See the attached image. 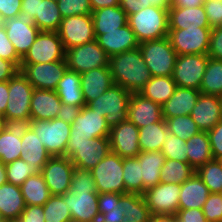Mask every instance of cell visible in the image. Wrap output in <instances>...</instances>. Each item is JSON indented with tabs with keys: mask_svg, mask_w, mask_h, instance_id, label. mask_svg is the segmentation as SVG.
Segmentation results:
<instances>
[{
	"mask_svg": "<svg viewBox=\"0 0 222 222\" xmlns=\"http://www.w3.org/2000/svg\"><path fill=\"white\" fill-rule=\"evenodd\" d=\"M109 68L114 84L131 93H139L152 77L139 48L112 55Z\"/></svg>",
	"mask_w": 222,
	"mask_h": 222,
	"instance_id": "1",
	"label": "cell"
},
{
	"mask_svg": "<svg viewBox=\"0 0 222 222\" xmlns=\"http://www.w3.org/2000/svg\"><path fill=\"white\" fill-rule=\"evenodd\" d=\"M128 25L139 43L168 37V11L149 6L128 16Z\"/></svg>",
	"mask_w": 222,
	"mask_h": 222,
	"instance_id": "2",
	"label": "cell"
},
{
	"mask_svg": "<svg viewBox=\"0 0 222 222\" xmlns=\"http://www.w3.org/2000/svg\"><path fill=\"white\" fill-rule=\"evenodd\" d=\"M34 88L19 71L9 79L8 101L5 119L9 124H27L30 121V105Z\"/></svg>",
	"mask_w": 222,
	"mask_h": 222,
	"instance_id": "3",
	"label": "cell"
},
{
	"mask_svg": "<svg viewBox=\"0 0 222 222\" xmlns=\"http://www.w3.org/2000/svg\"><path fill=\"white\" fill-rule=\"evenodd\" d=\"M110 152L109 137L93 139H70L66 154L74 167L82 169L94 168Z\"/></svg>",
	"mask_w": 222,
	"mask_h": 222,
	"instance_id": "4",
	"label": "cell"
},
{
	"mask_svg": "<svg viewBox=\"0 0 222 222\" xmlns=\"http://www.w3.org/2000/svg\"><path fill=\"white\" fill-rule=\"evenodd\" d=\"M138 48L152 76H172L178 55L168 37L142 42Z\"/></svg>",
	"mask_w": 222,
	"mask_h": 222,
	"instance_id": "5",
	"label": "cell"
},
{
	"mask_svg": "<svg viewBox=\"0 0 222 222\" xmlns=\"http://www.w3.org/2000/svg\"><path fill=\"white\" fill-rule=\"evenodd\" d=\"M131 92L122 86L113 84L97 99L89 102L87 106L103 114L106 123L111 128L123 121L128 120V103Z\"/></svg>",
	"mask_w": 222,
	"mask_h": 222,
	"instance_id": "6",
	"label": "cell"
},
{
	"mask_svg": "<svg viewBox=\"0 0 222 222\" xmlns=\"http://www.w3.org/2000/svg\"><path fill=\"white\" fill-rule=\"evenodd\" d=\"M37 134L51 156H65L70 140L71 124L58 118L52 120H30L27 123Z\"/></svg>",
	"mask_w": 222,
	"mask_h": 222,
	"instance_id": "7",
	"label": "cell"
},
{
	"mask_svg": "<svg viewBox=\"0 0 222 222\" xmlns=\"http://www.w3.org/2000/svg\"><path fill=\"white\" fill-rule=\"evenodd\" d=\"M98 193L126 194L123 180V158L109 152L91 169Z\"/></svg>",
	"mask_w": 222,
	"mask_h": 222,
	"instance_id": "8",
	"label": "cell"
},
{
	"mask_svg": "<svg viewBox=\"0 0 222 222\" xmlns=\"http://www.w3.org/2000/svg\"><path fill=\"white\" fill-rule=\"evenodd\" d=\"M109 58L96 39L65 50L67 68L79 74L99 67L109 66Z\"/></svg>",
	"mask_w": 222,
	"mask_h": 222,
	"instance_id": "9",
	"label": "cell"
},
{
	"mask_svg": "<svg viewBox=\"0 0 222 222\" xmlns=\"http://www.w3.org/2000/svg\"><path fill=\"white\" fill-rule=\"evenodd\" d=\"M65 59V49L57 31H40L21 64L50 63Z\"/></svg>",
	"mask_w": 222,
	"mask_h": 222,
	"instance_id": "10",
	"label": "cell"
},
{
	"mask_svg": "<svg viewBox=\"0 0 222 222\" xmlns=\"http://www.w3.org/2000/svg\"><path fill=\"white\" fill-rule=\"evenodd\" d=\"M211 28L169 29L168 38L177 55L207 54Z\"/></svg>",
	"mask_w": 222,
	"mask_h": 222,
	"instance_id": "11",
	"label": "cell"
},
{
	"mask_svg": "<svg viewBox=\"0 0 222 222\" xmlns=\"http://www.w3.org/2000/svg\"><path fill=\"white\" fill-rule=\"evenodd\" d=\"M208 60L207 54L178 55L172 74L177 87L200 90Z\"/></svg>",
	"mask_w": 222,
	"mask_h": 222,
	"instance_id": "12",
	"label": "cell"
},
{
	"mask_svg": "<svg viewBox=\"0 0 222 222\" xmlns=\"http://www.w3.org/2000/svg\"><path fill=\"white\" fill-rule=\"evenodd\" d=\"M57 32L65 50L96 39L91 14L63 18Z\"/></svg>",
	"mask_w": 222,
	"mask_h": 222,
	"instance_id": "13",
	"label": "cell"
},
{
	"mask_svg": "<svg viewBox=\"0 0 222 222\" xmlns=\"http://www.w3.org/2000/svg\"><path fill=\"white\" fill-rule=\"evenodd\" d=\"M65 59L50 63L21 64L20 71L35 89L55 91L67 70Z\"/></svg>",
	"mask_w": 222,
	"mask_h": 222,
	"instance_id": "14",
	"label": "cell"
},
{
	"mask_svg": "<svg viewBox=\"0 0 222 222\" xmlns=\"http://www.w3.org/2000/svg\"><path fill=\"white\" fill-rule=\"evenodd\" d=\"M181 184L159 183L143 193L152 215H176Z\"/></svg>",
	"mask_w": 222,
	"mask_h": 222,
	"instance_id": "15",
	"label": "cell"
},
{
	"mask_svg": "<svg viewBox=\"0 0 222 222\" xmlns=\"http://www.w3.org/2000/svg\"><path fill=\"white\" fill-rule=\"evenodd\" d=\"M74 165L67 156H51L41 174L51 195L65 194L71 186Z\"/></svg>",
	"mask_w": 222,
	"mask_h": 222,
	"instance_id": "16",
	"label": "cell"
},
{
	"mask_svg": "<svg viewBox=\"0 0 222 222\" xmlns=\"http://www.w3.org/2000/svg\"><path fill=\"white\" fill-rule=\"evenodd\" d=\"M72 215V222H98V192L74 191L71 188L62 194Z\"/></svg>",
	"mask_w": 222,
	"mask_h": 222,
	"instance_id": "17",
	"label": "cell"
},
{
	"mask_svg": "<svg viewBox=\"0 0 222 222\" xmlns=\"http://www.w3.org/2000/svg\"><path fill=\"white\" fill-rule=\"evenodd\" d=\"M110 127L103 114L92 110L87 105L71 124L70 139H93L109 137Z\"/></svg>",
	"mask_w": 222,
	"mask_h": 222,
	"instance_id": "18",
	"label": "cell"
},
{
	"mask_svg": "<svg viewBox=\"0 0 222 222\" xmlns=\"http://www.w3.org/2000/svg\"><path fill=\"white\" fill-rule=\"evenodd\" d=\"M139 128L131 121H123L110 128V151L121 158L137 157L139 148Z\"/></svg>",
	"mask_w": 222,
	"mask_h": 222,
	"instance_id": "19",
	"label": "cell"
},
{
	"mask_svg": "<svg viewBox=\"0 0 222 222\" xmlns=\"http://www.w3.org/2000/svg\"><path fill=\"white\" fill-rule=\"evenodd\" d=\"M3 26L17 54L23 58L40 32L39 28L24 16L7 19Z\"/></svg>",
	"mask_w": 222,
	"mask_h": 222,
	"instance_id": "20",
	"label": "cell"
},
{
	"mask_svg": "<svg viewBox=\"0 0 222 222\" xmlns=\"http://www.w3.org/2000/svg\"><path fill=\"white\" fill-rule=\"evenodd\" d=\"M190 116L200 131H210L222 119L221 98L201 93Z\"/></svg>",
	"mask_w": 222,
	"mask_h": 222,
	"instance_id": "21",
	"label": "cell"
},
{
	"mask_svg": "<svg viewBox=\"0 0 222 222\" xmlns=\"http://www.w3.org/2000/svg\"><path fill=\"white\" fill-rule=\"evenodd\" d=\"M162 117V106L153 102L140 93H131L128 103V120L138 128L148 124L160 122Z\"/></svg>",
	"mask_w": 222,
	"mask_h": 222,
	"instance_id": "22",
	"label": "cell"
},
{
	"mask_svg": "<svg viewBox=\"0 0 222 222\" xmlns=\"http://www.w3.org/2000/svg\"><path fill=\"white\" fill-rule=\"evenodd\" d=\"M96 41L109 57L134 50L140 44L128 24L115 29V31H103V34L99 35Z\"/></svg>",
	"mask_w": 222,
	"mask_h": 222,
	"instance_id": "23",
	"label": "cell"
},
{
	"mask_svg": "<svg viewBox=\"0 0 222 222\" xmlns=\"http://www.w3.org/2000/svg\"><path fill=\"white\" fill-rule=\"evenodd\" d=\"M80 82L85 105L97 99L114 84L109 66L81 73Z\"/></svg>",
	"mask_w": 222,
	"mask_h": 222,
	"instance_id": "24",
	"label": "cell"
},
{
	"mask_svg": "<svg viewBox=\"0 0 222 222\" xmlns=\"http://www.w3.org/2000/svg\"><path fill=\"white\" fill-rule=\"evenodd\" d=\"M21 149L20 159L26 161L32 167H38L40 170L51 157L37 134L28 124H21Z\"/></svg>",
	"mask_w": 222,
	"mask_h": 222,
	"instance_id": "25",
	"label": "cell"
},
{
	"mask_svg": "<svg viewBox=\"0 0 222 222\" xmlns=\"http://www.w3.org/2000/svg\"><path fill=\"white\" fill-rule=\"evenodd\" d=\"M62 106L56 91L35 89L30 105V120H52L57 118Z\"/></svg>",
	"mask_w": 222,
	"mask_h": 222,
	"instance_id": "26",
	"label": "cell"
},
{
	"mask_svg": "<svg viewBox=\"0 0 222 222\" xmlns=\"http://www.w3.org/2000/svg\"><path fill=\"white\" fill-rule=\"evenodd\" d=\"M169 29L210 27L203 5L197 7H171L168 11Z\"/></svg>",
	"mask_w": 222,
	"mask_h": 222,
	"instance_id": "27",
	"label": "cell"
},
{
	"mask_svg": "<svg viewBox=\"0 0 222 222\" xmlns=\"http://www.w3.org/2000/svg\"><path fill=\"white\" fill-rule=\"evenodd\" d=\"M200 94L198 89L177 87L174 94L162 105V117L190 115Z\"/></svg>",
	"mask_w": 222,
	"mask_h": 222,
	"instance_id": "28",
	"label": "cell"
},
{
	"mask_svg": "<svg viewBox=\"0 0 222 222\" xmlns=\"http://www.w3.org/2000/svg\"><path fill=\"white\" fill-rule=\"evenodd\" d=\"M25 202L19 186L5 183L0 186V220L11 222L18 220L25 209Z\"/></svg>",
	"mask_w": 222,
	"mask_h": 222,
	"instance_id": "29",
	"label": "cell"
},
{
	"mask_svg": "<svg viewBox=\"0 0 222 222\" xmlns=\"http://www.w3.org/2000/svg\"><path fill=\"white\" fill-rule=\"evenodd\" d=\"M209 194L208 187L195 172L181 184L178 209H202Z\"/></svg>",
	"mask_w": 222,
	"mask_h": 222,
	"instance_id": "30",
	"label": "cell"
},
{
	"mask_svg": "<svg viewBox=\"0 0 222 222\" xmlns=\"http://www.w3.org/2000/svg\"><path fill=\"white\" fill-rule=\"evenodd\" d=\"M94 34L97 38L103 31H115L128 24V16L120 6L100 8L92 12Z\"/></svg>",
	"mask_w": 222,
	"mask_h": 222,
	"instance_id": "31",
	"label": "cell"
},
{
	"mask_svg": "<svg viewBox=\"0 0 222 222\" xmlns=\"http://www.w3.org/2000/svg\"><path fill=\"white\" fill-rule=\"evenodd\" d=\"M55 91L63 104L85 106L79 73L67 69Z\"/></svg>",
	"mask_w": 222,
	"mask_h": 222,
	"instance_id": "32",
	"label": "cell"
},
{
	"mask_svg": "<svg viewBox=\"0 0 222 222\" xmlns=\"http://www.w3.org/2000/svg\"><path fill=\"white\" fill-rule=\"evenodd\" d=\"M141 163L143 180V193L160 183L161 168L165 162V156L161 151L140 152L137 155Z\"/></svg>",
	"mask_w": 222,
	"mask_h": 222,
	"instance_id": "33",
	"label": "cell"
},
{
	"mask_svg": "<svg viewBox=\"0 0 222 222\" xmlns=\"http://www.w3.org/2000/svg\"><path fill=\"white\" fill-rule=\"evenodd\" d=\"M176 88L172 76H152L139 93L162 106L174 94Z\"/></svg>",
	"mask_w": 222,
	"mask_h": 222,
	"instance_id": "34",
	"label": "cell"
},
{
	"mask_svg": "<svg viewBox=\"0 0 222 222\" xmlns=\"http://www.w3.org/2000/svg\"><path fill=\"white\" fill-rule=\"evenodd\" d=\"M188 163L197 170L213 160L208 133L200 131L186 141Z\"/></svg>",
	"mask_w": 222,
	"mask_h": 222,
	"instance_id": "35",
	"label": "cell"
},
{
	"mask_svg": "<svg viewBox=\"0 0 222 222\" xmlns=\"http://www.w3.org/2000/svg\"><path fill=\"white\" fill-rule=\"evenodd\" d=\"M169 131L166 121L148 124L139 128V148L141 152L160 151Z\"/></svg>",
	"mask_w": 222,
	"mask_h": 222,
	"instance_id": "36",
	"label": "cell"
},
{
	"mask_svg": "<svg viewBox=\"0 0 222 222\" xmlns=\"http://www.w3.org/2000/svg\"><path fill=\"white\" fill-rule=\"evenodd\" d=\"M21 151V124H9L0 135V161L6 165L20 159Z\"/></svg>",
	"mask_w": 222,
	"mask_h": 222,
	"instance_id": "37",
	"label": "cell"
},
{
	"mask_svg": "<svg viewBox=\"0 0 222 222\" xmlns=\"http://www.w3.org/2000/svg\"><path fill=\"white\" fill-rule=\"evenodd\" d=\"M20 188L25 205L43 206L51 196L41 172L27 178Z\"/></svg>",
	"mask_w": 222,
	"mask_h": 222,
	"instance_id": "38",
	"label": "cell"
},
{
	"mask_svg": "<svg viewBox=\"0 0 222 222\" xmlns=\"http://www.w3.org/2000/svg\"><path fill=\"white\" fill-rule=\"evenodd\" d=\"M121 193H98V222H125L124 207L120 205Z\"/></svg>",
	"mask_w": 222,
	"mask_h": 222,
	"instance_id": "39",
	"label": "cell"
},
{
	"mask_svg": "<svg viewBox=\"0 0 222 222\" xmlns=\"http://www.w3.org/2000/svg\"><path fill=\"white\" fill-rule=\"evenodd\" d=\"M120 205L125 209V222H148L152 215L143 195L123 194L120 197Z\"/></svg>",
	"mask_w": 222,
	"mask_h": 222,
	"instance_id": "40",
	"label": "cell"
},
{
	"mask_svg": "<svg viewBox=\"0 0 222 222\" xmlns=\"http://www.w3.org/2000/svg\"><path fill=\"white\" fill-rule=\"evenodd\" d=\"M62 19L57 2L39 0L38 13L33 23L40 31H58Z\"/></svg>",
	"mask_w": 222,
	"mask_h": 222,
	"instance_id": "41",
	"label": "cell"
},
{
	"mask_svg": "<svg viewBox=\"0 0 222 222\" xmlns=\"http://www.w3.org/2000/svg\"><path fill=\"white\" fill-rule=\"evenodd\" d=\"M200 92L206 95L222 96V61L209 57L201 81Z\"/></svg>",
	"mask_w": 222,
	"mask_h": 222,
	"instance_id": "42",
	"label": "cell"
},
{
	"mask_svg": "<svg viewBox=\"0 0 222 222\" xmlns=\"http://www.w3.org/2000/svg\"><path fill=\"white\" fill-rule=\"evenodd\" d=\"M195 172L196 170L189 163H183L173 159H165L160 172V183L182 184Z\"/></svg>",
	"mask_w": 222,
	"mask_h": 222,
	"instance_id": "43",
	"label": "cell"
},
{
	"mask_svg": "<svg viewBox=\"0 0 222 222\" xmlns=\"http://www.w3.org/2000/svg\"><path fill=\"white\" fill-rule=\"evenodd\" d=\"M123 180L126 194L143 195L141 163L137 157L123 158Z\"/></svg>",
	"mask_w": 222,
	"mask_h": 222,
	"instance_id": "44",
	"label": "cell"
},
{
	"mask_svg": "<svg viewBox=\"0 0 222 222\" xmlns=\"http://www.w3.org/2000/svg\"><path fill=\"white\" fill-rule=\"evenodd\" d=\"M196 173L210 193H222V162L219 159H213L200 166Z\"/></svg>",
	"mask_w": 222,
	"mask_h": 222,
	"instance_id": "45",
	"label": "cell"
},
{
	"mask_svg": "<svg viewBox=\"0 0 222 222\" xmlns=\"http://www.w3.org/2000/svg\"><path fill=\"white\" fill-rule=\"evenodd\" d=\"M45 222H72V215L62 195H51L43 205Z\"/></svg>",
	"mask_w": 222,
	"mask_h": 222,
	"instance_id": "46",
	"label": "cell"
},
{
	"mask_svg": "<svg viewBox=\"0 0 222 222\" xmlns=\"http://www.w3.org/2000/svg\"><path fill=\"white\" fill-rule=\"evenodd\" d=\"M166 121L168 131L171 134L183 139L188 140L200 130L190 115L176 116L172 118H163Z\"/></svg>",
	"mask_w": 222,
	"mask_h": 222,
	"instance_id": "47",
	"label": "cell"
},
{
	"mask_svg": "<svg viewBox=\"0 0 222 222\" xmlns=\"http://www.w3.org/2000/svg\"><path fill=\"white\" fill-rule=\"evenodd\" d=\"M8 183L21 186L23 182L41 170L38 167H32L22 159H16L5 165Z\"/></svg>",
	"mask_w": 222,
	"mask_h": 222,
	"instance_id": "48",
	"label": "cell"
},
{
	"mask_svg": "<svg viewBox=\"0 0 222 222\" xmlns=\"http://www.w3.org/2000/svg\"><path fill=\"white\" fill-rule=\"evenodd\" d=\"M160 151L165 156V159H173L188 163L186 140H183L174 134L169 133Z\"/></svg>",
	"mask_w": 222,
	"mask_h": 222,
	"instance_id": "49",
	"label": "cell"
},
{
	"mask_svg": "<svg viewBox=\"0 0 222 222\" xmlns=\"http://www.w3.org/2000/svg\"><path fill=\"white\" fill-rule=\"evenodd\" d=\"M57 5L63 18L87 15L93 12L90 0H59Z\"/></svg>",
	"mask_w": 222,
	"mask_h": 222,
	"instance_id": "50",
	"label": "cell"
},
{
	"mask_svg": "<svg viewBox=\"0 0 222 222\" xmlns=\"http://www.w3.org/2000/svg\"><path fill=\"white\" fill-rule=\"evenodd\" d=\"M70 188L74 191H97L91 170L75 167Z\"/></svg>",
	"mask_w": 222,
	"mask_h": 222,
	"instance_id": "51",
	"label": "cell"
},
{
	"mask_svg": "<svg viewBox=\"0 0 222 222\" xmlns=\"http://www.w3.org/2000/svg\"><path fill=\"white\" fill-rule=\"evenodd\" d=\"M202 210L207 222H222V194L210 193Z\"/></svg>",
	"mask_w": 222,
	"mask_h": 222,
	"instance_id": "52",
	"label": "cell"
},
{
	"mask_svg": "<svg viewBox=\"0 0 222 222\" xmlns=\"http://www.w3.org/2000/svg\"><path fill=\"white\" fill-rule=\"evenodd\" d=\"M0 58L13 62L20 69L22 58L8 39L3 25L0 27Z\"/></svg>",
	"mask_w": 222,
	"mask_h": 222,
	"instance_id": "53",
	"label": "cell"
},
{
	"mask_svg": "<svg viewBox=\"0 0 222 222\" xmlns=\"http://www.w3.org/2000/svg\"><path fill=\"white\" fill-rule=\"evenodd\" d=\"M210 28L222 26V0H207L203 4Z\"/></svg>",
	"mask_w": 222,
	"mask_h": 222,
	"instance_id": "54",
	"label": "cell"
},
{
	"mask_svg": "<svg viewBox=\"0 0 222 222\" xmlns=\"http://www.w3.org/2000/svg\"><path fill=\"white\" fill-rule=\"evenodd\" d=\"M207 133L213 158H222V119Z\"/></svg>",
	"mask_w": 222,
	"mask_h": 222,
	"instance_id": "55",
	"label": "cell"
},
{
	"mask_svg": "<svg viewBox=\"0 0 222 222\" xmlns=\"http://www.w3.org/2000/svg\"><path fill=\"white\" fill-rule=\"evenodd\" d=\"M207 55L222 61V26L211 29Z\"/></svg>",
	"mask_w": 222,
	"mask_h": 222,
	"instance_id": "56",
	"label": "cell"
},
{
	"mask_svg": "<svg viewBox=\"0 0 222 222\" xmlns=\"http://www.w3.org/2000/svg\"><path fill=\"white\" fill-rule=\"evenodd\" d=\"M22 0H0V17L2 21L21 16Z\"/></svg>",
	"mask_w": 222,
	"mask_h": 222,
	"instance_id": "57",
	"label": "cell"
},
{
	"mask_svg": "<svg viewBox=\"0 0 222 222\" xmlns=\"http://www.w3.org/2000/svg\"><path fill=\"white\" fill-rule=\"evenodd\" d=\"M18 222H45L43 206L26 205L20 214Z\"/></svg>",
	"mask_w": 222,
	"mask_h": 222,
	"instance_id": "58",
	"label": "cell"
},
{
	"mask_svg": "<svg viewBox=\"0 0 222 222\" xmlns=\"http://www.w3.org/2000/svg\"><path fill=\"white\" fill-rule=\"evenodd\" d=\"M176 216L179 222H207L202 209H178Z\"/></svg>",
	"mask_w": 222,
	"mask_h": 222,
	"instance_id": "59",
	"label": "cell"
},
{
	"mask_svg": "<svg viewBox=\"0 0 222 222\" xmlns=\"http://www.w3.org/2000/svg\"><path fill=\"white\" fill-rule=\"evenodd\" d=\"M119 6L125 11L127 16L135 14L141 9L150 6L149 0H119Z\"/></svg>",
	"mask_w": 222,
	"mask_h": 222,
	"instance_id": "60",
	"label": "cell"
},
{
	"mask_svg": "<svg viewBox=\"0 0 222 222\" xmlns=\"http://www.w3.org/2000/svg\"><path fill=\"white\" fill-rule=\"evenodd\" d=\"M83 106H73L63 104L58 112L57 118L65 121L68 124H72L77 115L80 114Z\"/></svg>",
	"mask_w": 222,
	"mask_h": 222,
	"instance_id": "61",
	"label": "cell"
},
{
	"mask_svg": "<svg viewBox=\"0 0 222 222\" xmlns=\"http://www.w3.org/2000/svg\"><path fill=\"white\" fill-rule=\"evenodd\" d=\"M19 71L20 69L13 62L0 58V82L8 81Z\"/></svg>",
	"mask_w": 222,
	"mask_h": 222,
	"instance_id": "62",
	"label": "cell"
},
{
	"mask_svg": "<svg viewBox=\"0 0 222 222\" xmlns=\"http://www.w3.org/2000/svg\"><path fill=\"white\" fill-rule=\"evenodd\" d=\"M39 0H22L21 16H24L29 21H34L38 13Z\"/></svg>",
	"mask_w": 222,
	"mask_h": 222,
	"instance_id": "63",
	"label": "cell"
},
{
	"mask_svg": "<svg viewBox=\"0 0 222 222\" xmlns=\"http://www.w3.org/2000/svg\"><path fill=\"white\" fill-rule=\"evenodd\" d=\"M9 80L0 82V114L5 115L8 101Z\"/></svg>",
	"mask_w": 222,
	"mask_h": 222,
	"instance_id": "64",
	"label": "cell"
},
{
	"mask_svg": "<svg viewBox=\"0 0 222 222\" xmlns=\"http://www.w3.org/2000/svg\"><path fill=\"white\" fill-rule=\"evenodd\" d=\"M93 11L104 7L119 6V0H90Z\"/></svg>",
	"mask_w": 222,
	"mask_h": 222,
	"instance_id": "65",
	"label": "cell"
},
{
	"mask_svg": "<svg viewBox=\"0 0 222 222\" xmlns=\"http://www.w3.org/2000/svg\"><path fill=\"white\" fill-rule=\"evenodd\" d=\"M204 4V0H172V7H197Z\"/></svg>",
	"mask_w": 222,
	"mask_h": 222,
	"instance_id": "66",
	"label": "cell"
},
{
	"mask_svg": "<svg viewBox=\"0 0 222 222\" xmlns=\"http://www.w3.org/2000/svg\"><path fill=\"white\" fill-rule=\"evenodd\" d=\"M148 222H178L176 215H151Z\"/></svg>",
	"mask_w": 222,
	"mask_h": 222,
	"instance_id": "67",
	"label": "cell"
},
{
	"mask_svg": "<svg viewBox=\"0 0 222 222\" xmlns=\"http://www.w3.org/2000/svg\"><path fill=\"white\" fill-rule=\"evenodd\" d=\"M150 6L169 11L172 7V0H149Z\"/></svg>",
	"mask_w": 222,
	"mask_h": 222,
	"instance_id": "68",
	"label": "cell"
},
{
	"mask_svg": "<svg viewBox=\"0 0 222 222\" xmlns=\"http://www.w3.org/2000/svg\"><path fill=\"white\" fill-rule=\"evenodd\" d=\"M7 174L5 164L0 161V186L7 183Z\"/></svg>",
	"mask_w": 222,
	"mask_h": 222,
	"instance_id": "69",
	"label": "cell"
},
{
	"mask_svg": "<svg viewBox=\"0 0 222 222\" xmlns=\"http://www.w3.org/2000/svg\"><path fill=\"white\" fill-rule=\"evenodd\" d=\"M8 125L9 123L6 121L4 115L0 114V135Z\"/></svg>",
	"mask_w": 222,
	"mask_h": 222,
	"instance_id": "70",
	"label": "cell"
},
{
	"mask_svg": "<svg viewBox=\"0 0 222 222\" xmlns=\"http://www.w3.org/2000/svg\"><path fill=\"white\" fill-rule=\"evenodd\" d=\"M3 25V21H2V19H1V17H0V27Z\"/></svg>",
	"mask_w": 222,
	"mask_h": 222,
	"instance_id": "71",
	"label": "cell"
}]
</instances>
